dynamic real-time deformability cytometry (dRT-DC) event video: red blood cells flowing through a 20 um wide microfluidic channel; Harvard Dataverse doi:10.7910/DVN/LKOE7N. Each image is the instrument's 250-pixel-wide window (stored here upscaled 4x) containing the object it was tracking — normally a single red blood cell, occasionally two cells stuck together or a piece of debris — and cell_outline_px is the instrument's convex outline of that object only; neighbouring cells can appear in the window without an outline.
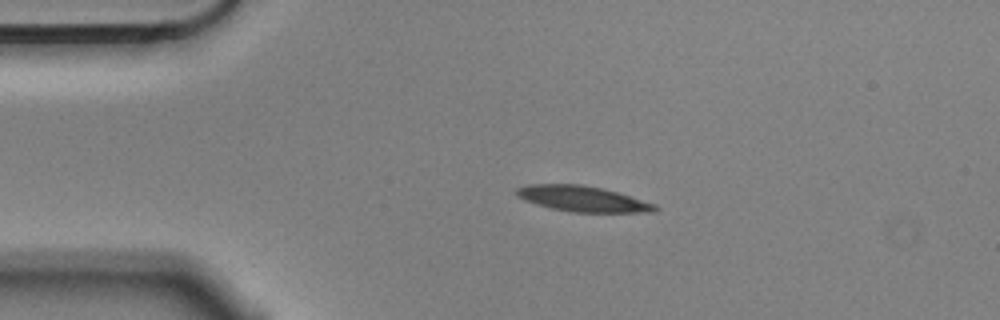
{"species": "Egyptian fruit bat (a non-hibernating species)", "species_latin": "Rousettus aegyptiacus", "temperature_condition": "cold", "stored_images_in_passage": 4, "camera_frame_rate_fps": 3000, "um_per_image_px": 0.085, "animal": {"sex": "male"}, "frame": {"image": 1, "passage_image": 3, "time_ms": 0.667, "image_size_px": [1000, 320], "cell_outline_px": [[660, 208], [656, 212], [572, 212], [552, 208], [536, 204], [524, 200], [516, 192], [516, 188], [528, 184], [580, 184], [604, 188], [656, 204]], "centroid_in_image_um": [49.56, 16.89], "position_along_channel_um": 35.4, "area_um2": 20.63}}